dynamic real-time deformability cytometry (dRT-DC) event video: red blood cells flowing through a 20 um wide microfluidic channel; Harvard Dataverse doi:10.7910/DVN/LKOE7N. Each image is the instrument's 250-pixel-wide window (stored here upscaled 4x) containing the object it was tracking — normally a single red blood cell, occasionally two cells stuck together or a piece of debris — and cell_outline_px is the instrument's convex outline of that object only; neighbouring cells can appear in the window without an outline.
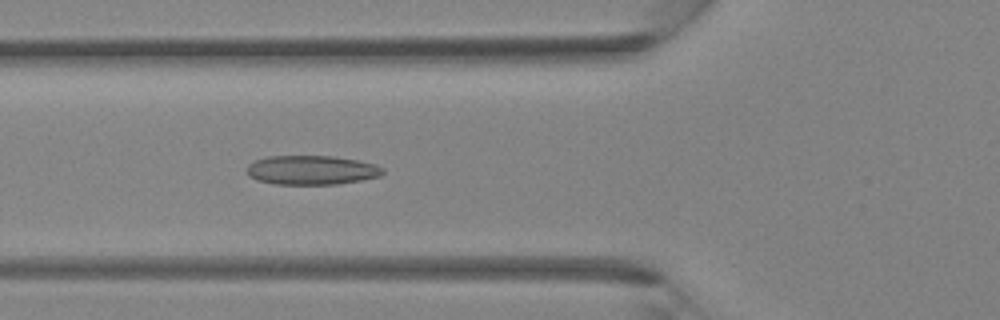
{"species": "Egyptian fruit bat (a non-hibernating species)", "species_latin": "Rousettus aegyptiacus", "temperature_condition": "room temperature", "stored_images_in_passage": 39, "camera_frame_rate_fps": 3000, "um_per_image_px": 0.085, "animal": {"sex": "female"}, "frame": {"image": 1, "passage_image": 14, "time_ms": 4.333, "image_size_px": [1000, 320], "cell_outline_px": [[384, 172], [380, 176], [360, 180], [336, 184], [272, 184], [256, 180], [248, 176], [244, 172], [248, 164], [252, 160], [268, 156], [332, 156], [356, 160], [376, 164], [384, 168]], "centroid_in_image_um": [26.41, 14.45], "position_along_channel_um": 99.4, "area_um2": 23.41}}
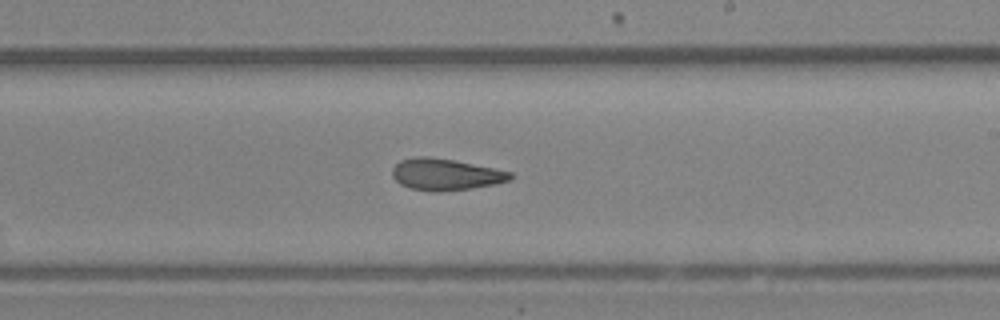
{"frame": {"image": 2, "passage_image": 23, "time_ms": 7.333, "image_size_px": [1000, 320], "cell_outline_px": [[512, 180], [496, 184], [472, 188], [436, 192], [432, 192], [408, 188], [400, 184], [392, 176], [392, 168], [400, 160], [416, 156], [428, 156], [452, 160], [496, 168], [512, 172]], "centroid_in_image_um": [37.87, 14.83], "position_along_channel_um": 251.1, "area_um2": 21.91}}
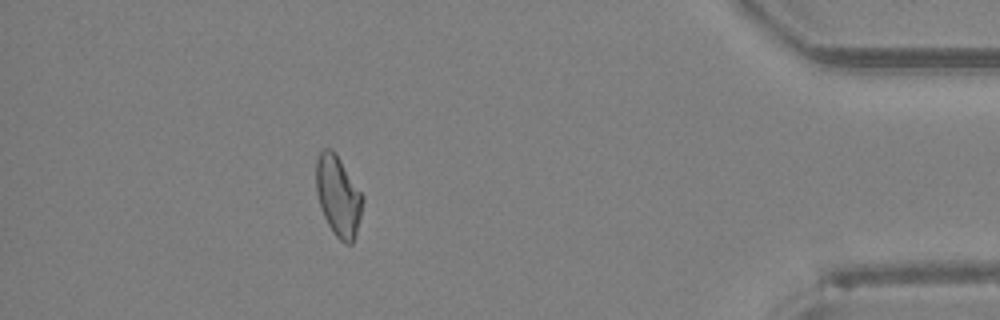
{"frame": {"image": 3, "passage_image": 35, "time_ms": 11.333, "image_size_px": [1000, 320], "cell_outline_px": [[364, 200], [356, 232], [352, 244], [344, 244], [336, 236], [328, 224], [320, 208], [316, 192], [316, 160], [320, 152], [324, 148], [332, 148], [336, 152], [364, 196]], "centroid_in_image_um": [28.74, 16.63], "position_along_channel_um": 406.5, "area_um2": 21.96}}